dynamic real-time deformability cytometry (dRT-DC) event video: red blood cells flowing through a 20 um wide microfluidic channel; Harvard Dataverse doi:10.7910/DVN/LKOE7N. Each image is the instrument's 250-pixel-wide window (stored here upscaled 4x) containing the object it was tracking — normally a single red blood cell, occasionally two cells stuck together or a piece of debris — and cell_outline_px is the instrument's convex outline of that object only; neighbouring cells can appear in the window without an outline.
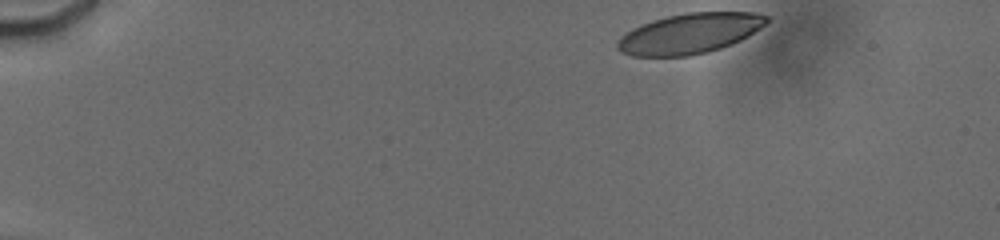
{"species": "human", "species_latin": "Homo sapiens", "temperature_condition": "cold", "stored_images_in_passage": 20, "camera_frame_rate_fps": 3000, "um_per_image_px": 0.085, "donor": {"sex": "male"}, "frame": {"image": 1, "passage_image": 1, "time_ms": 0.0, "image_size_px": [1000, 240], "cell_outline_px": [[768, 24], [748, 36], [732, 44], [708, 52], [688, 56], [632, 56], [620, 52], [616, 48], [616, 44], [620, 36], [632, 28], [652, 20], [668, 16], [688, 12], [756, 12], [768, 16]], "centroid_in_image_um": [58.62, 2.84], "position_along_channel_um": 26.4, "area_um2": 35.26}}